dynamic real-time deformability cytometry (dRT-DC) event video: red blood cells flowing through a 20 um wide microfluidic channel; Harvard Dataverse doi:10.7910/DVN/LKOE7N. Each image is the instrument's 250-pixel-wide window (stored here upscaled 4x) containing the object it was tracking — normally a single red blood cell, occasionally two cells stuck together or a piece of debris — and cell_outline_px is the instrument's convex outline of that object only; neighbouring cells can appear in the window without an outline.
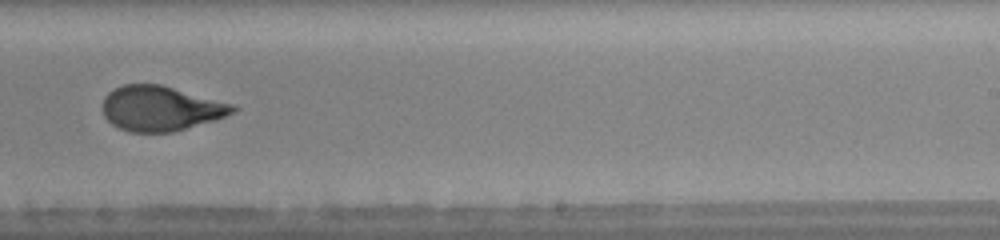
{"species": "human", "species_latin": "Homo sapiens", "temperature_condition": "warm", "stored_images_in_passage": 33, "camera_frame_rate_fps": 3000, "um_per_image_px": 0.085, "donor": {"sex": "female"}, "frame": {"image": 1, "passage_image": 19, "time_ms": 6.0, "image_size_px": [1000, 240], "cell_outline_px": [[240, 108], [216, 120], [172, 132], [128, 132], [112, 124], [104, 116], [104, 96], [108, 92], [124, 84], [160, 84], [236, 104]], "centroid_in_image_um": [13.69, 9.21], "position_along_channel_um": 275.3, "area_um2": 34.1}, "authors_computed_cell_mechanics": {"area_um2": 34.4488, "velocity_mm_per_s": 4.4001, "shape_relaxation_time_tau1_ms": 3.6295, "shape_relaxation_time_tau2_ms": 0.7279, "deformation_change_tau1": 0.1858, "deformation_change_tau2": 0.0675}}